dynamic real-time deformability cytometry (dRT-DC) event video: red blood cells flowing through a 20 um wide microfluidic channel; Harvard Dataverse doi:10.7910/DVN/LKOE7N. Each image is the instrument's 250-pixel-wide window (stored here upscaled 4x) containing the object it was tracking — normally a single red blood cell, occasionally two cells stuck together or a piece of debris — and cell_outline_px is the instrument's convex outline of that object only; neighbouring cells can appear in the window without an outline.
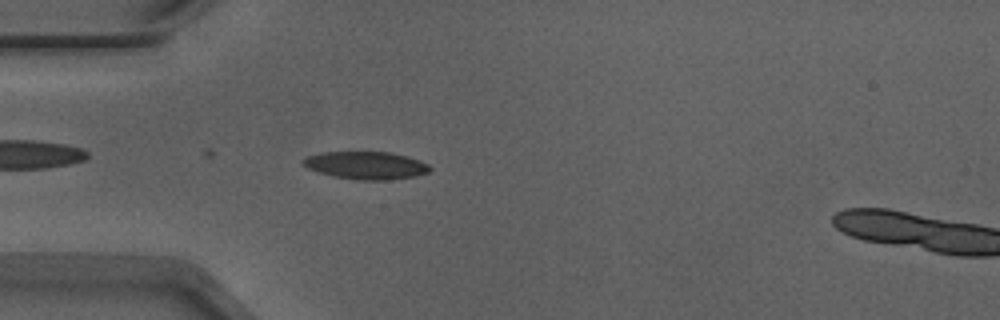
{"species": "Egyptian fruit bat (a non-hibernating species)", "species_latin": "Rousettus aegyptiacus", "temperature_condition": "warm", "stored_images_in_passage": 12, "camera_frame_rate_fps": 3000, "um_per_image_px": 0.085, "animal": {"sex": "male"}, "frame": {"image": 1, "passage_image": 9, "time_ms": 2.667, "image_size_px": [1000, 320], "cell_outline_px": [[432, 168], [428, 172], [416, 176], [388, 180], [356, 180], [336, 176], [320, 172], [308, 168], [300, 164], [300, 160], [308, 156], [320, 152], [388, 152], [420, 160], [428, 164]], "centroid_in_image_um": [31.09, 14.05], "position_along_channel_um": 53.9, "area_um2": 20.4}}